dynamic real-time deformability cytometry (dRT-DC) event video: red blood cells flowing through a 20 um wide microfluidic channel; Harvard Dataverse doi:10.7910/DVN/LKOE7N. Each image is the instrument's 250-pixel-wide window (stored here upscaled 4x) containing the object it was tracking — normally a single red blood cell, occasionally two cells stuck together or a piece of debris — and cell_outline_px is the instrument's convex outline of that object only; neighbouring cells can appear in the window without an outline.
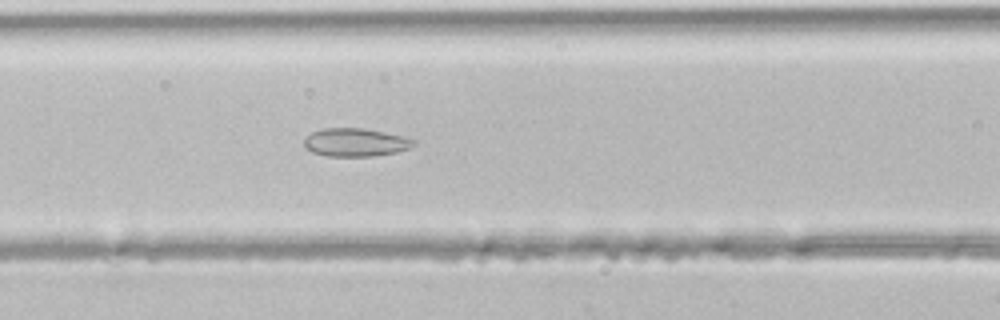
{"species": "common noctule bat (a hibernating species)", "species_latin": "Nyctalus noctula", "temperature_condition": "room temperature", "stored_images_in_passage": 34, "camera_frame_rate_fps": 3000, "um_per_image_px": 0.085, "animal": {"sex": "male", "body_mass_g": 21.5, "forearm_length_mm": 52.0}, "frame": {"image": 1, "passage_image": 14, "time_ms": 4.333, "image_size_px": [1000, 320], "cell_outline_px": [[416, 144], [412, 148], [396, 152], [372, 156], [324, 156], [312, 152], [304, 148], [304, 140], [312, 132], [320, 128], [364, 128], [404, 136], [416, 140]], "centroid_in_image_um": [30.23, 12.1], "position_along_channel_um": 136.4, "area_um2": 18.21}}
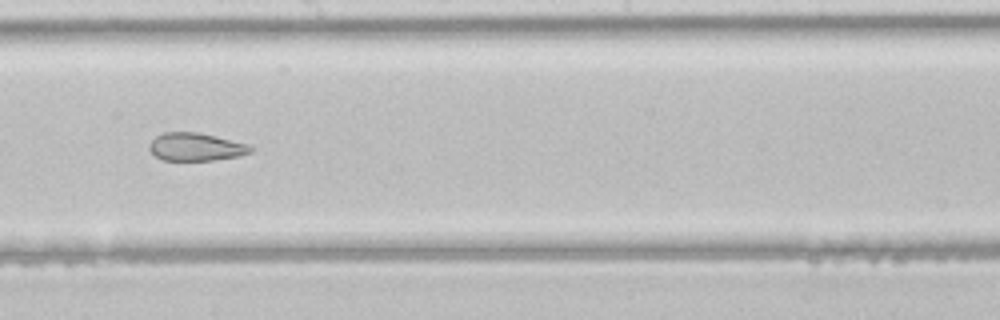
{"frame": {"image": 2, "passage_image": 20, "time_ms": 6.333, "image_size_px": [1000, 320], "cell_outline_px": [[252, 152], [240, 156], [212, 160], [164, 160], [156, 156], [148, 148], [148, 144], [156, 136], [164, 132], [196, 132], [248, 144], [252, 148]], "centroid_in_image_um": [16.63, 12.49], "position_along_channel_um": 231.6, "area_um2": 16.3}}
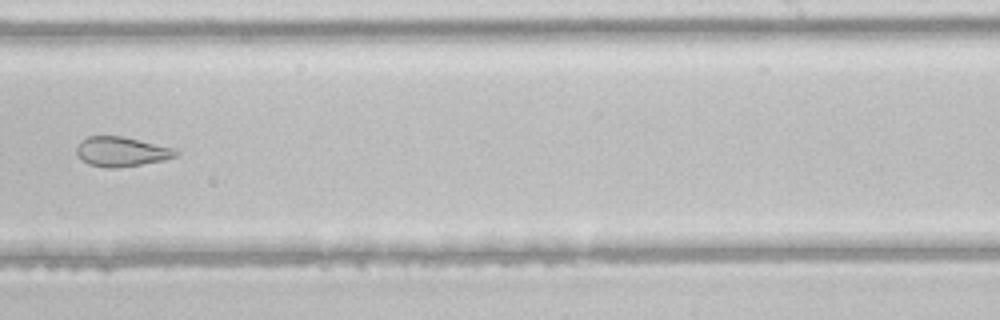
{"frame": {"image": 3, "passage_image": 23, "time_ms": 7.333, "image_size_px": [1000, 320], "cell_outline_px": [[180, 152], [176, 156], [164, 160], [116, 168], [104, 168], [88, 164], [76, 152], [76, 148], [80, 140], [88, 136], [124, 136], [172, 148]], "centroid_in_image_um": [10.3, 12.88], "position_along_channel_um": 278.7, "area_um2": 17.05}}